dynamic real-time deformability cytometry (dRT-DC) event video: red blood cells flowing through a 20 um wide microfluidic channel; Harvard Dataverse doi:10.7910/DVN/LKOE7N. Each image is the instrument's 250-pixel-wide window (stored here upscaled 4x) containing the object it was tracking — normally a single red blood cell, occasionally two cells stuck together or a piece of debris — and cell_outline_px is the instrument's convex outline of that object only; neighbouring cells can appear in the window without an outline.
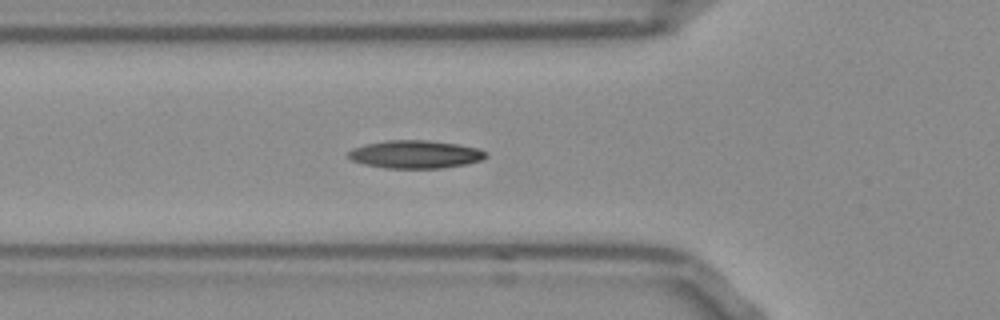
{"species": "Egyptian fruit bat (a non-hibernating species)", "species_latin": "Rousettus aegyptiacus", "temperature_condition": "room temperature", "stored_images_in_passage": 50, "camera_frame_rate_fps": 3000, "um_per_image_px": 0.085, "frame": {"image": 1, "passage_image": 15, "time_ms": 4.667, "image_size_px": [1000, 320], "cell_outline_px": [[488, 156], [480, 160], [464, 164], [440, 168], [384, 168], [364, 164], [352, 160], [344, 156], [352, 148], [364, 144], [388, 140], [428, 140], [456, 144], [476, 148], [484, 152]], "centroid_in_image_um": [35.21, 13.11], "position_along_channel_um": 90.6, "area_um2": 22.31}, "authors_computed_cell_mechanics": {"area_um2": 21.2126, "velocity_mm_per_s": 3.8531, "shape_relaxation_time_tau1_ms": null, "shape_relaxation_time_tau2_ms": 2.8306, "deformation_change_tau1": null, "deformation_change_tau2": 0.0933}}